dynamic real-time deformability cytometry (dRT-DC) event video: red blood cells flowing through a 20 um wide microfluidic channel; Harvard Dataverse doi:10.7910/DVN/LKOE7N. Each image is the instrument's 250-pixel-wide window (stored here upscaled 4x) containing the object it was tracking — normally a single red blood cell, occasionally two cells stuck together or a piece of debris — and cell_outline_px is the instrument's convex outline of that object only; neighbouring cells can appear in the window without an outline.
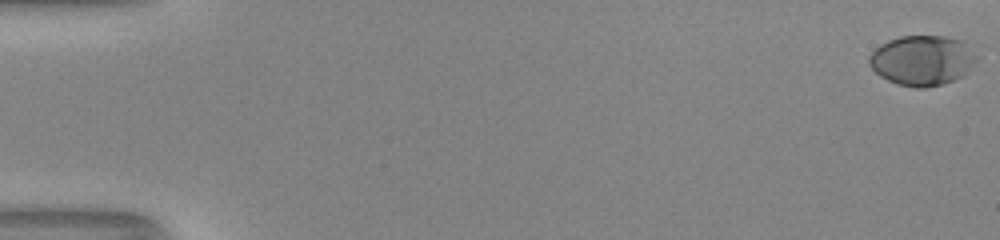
{"species": "human", "species_latin": "Homo sapiens", "temperature_condition": "room temperature", "stored_images_in_passage": 43, "camera_frame_rate_fps": 3000, "um_per_image_px": 0.085, "donor": {"sex": "male"}, "frame": {"image": 1, "passage_image": 1, "time_ms": 0.0, "image_size_px": [1000, 240], "cell_outline_px": [[976, 60], [964, 76], [940, 84], [924, 88], [916, 88], [896, 84], [880, 76], [868, 64], [868, 56], [880, 44], [888, 40], [900, 36], [944, 36], [964, 40]], "centroid_in_image_um": [78.34, 5.13], "position_along_channel_um": 6.7, "area_um2": 31.21}}
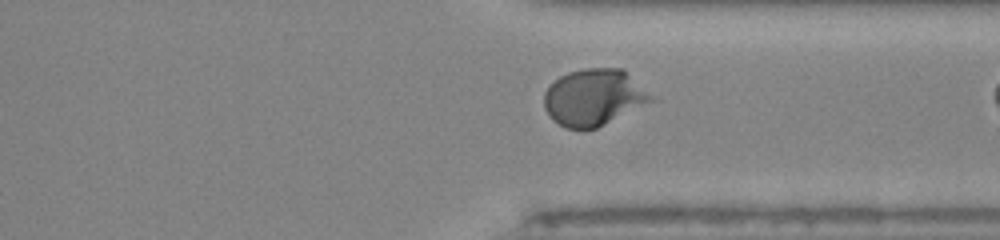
{"frame": {"image": 2, "passage_image": 42, "time_ms": 13.667, "image_size_px": [1000, 240], "cell_outline_px": [[660, 100], [596, 128], [568, 128], [552, 120], [544, 108], [544, 92], [560, 76], [568, 72], [584, 68], [624, 68]], "centroid_in_image_um": [50.58, 8.26], "position_along_channel_um": 360.8, "area_um2": 35.95}}